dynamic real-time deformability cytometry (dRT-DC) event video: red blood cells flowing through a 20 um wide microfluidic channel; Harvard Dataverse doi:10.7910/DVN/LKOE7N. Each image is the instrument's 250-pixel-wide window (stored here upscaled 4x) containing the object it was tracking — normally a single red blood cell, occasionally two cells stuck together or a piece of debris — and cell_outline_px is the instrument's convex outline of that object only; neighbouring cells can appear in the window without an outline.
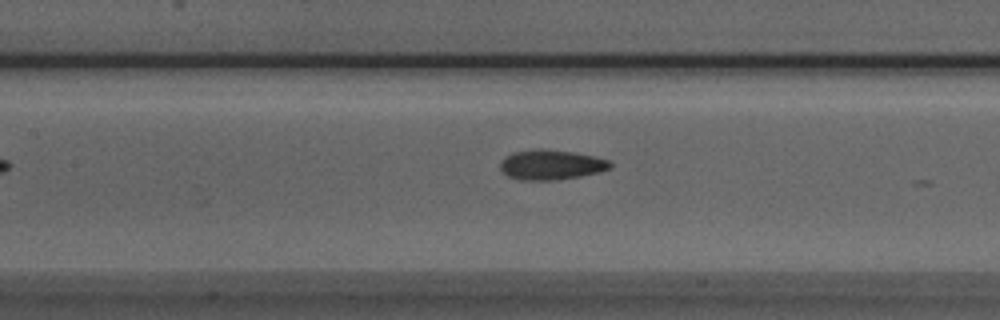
{"species": "Egyptian fruit bat (a non-hibernating species)", "species_latin": "Rousettus aegyptiacus", "temperature_condition": "room temperature", "stored_images_in_passage": 28, "camera_frame_rate_fps": 3000, "um_per_image_px": 0.085, "animal": {"sex": "male"}, "frame": {"image": 1, "passage_image": 10, "time_ms": 3.0, "image_size_px": [1000, 320], "cell_outline_px": [[612, 168], [600, 172], [580, 176], [552, 180], [520, 180], [508, 176], [500, 168], [500, 160], [504, 156], [512, 152], [540, 148], [572, 152], [596, 156], [608, 160], [612, 164]], "centroid_in_image_um": [46.83, 13.99], "position_along_channel_um": 160.6, "area_um2": 19.31}}
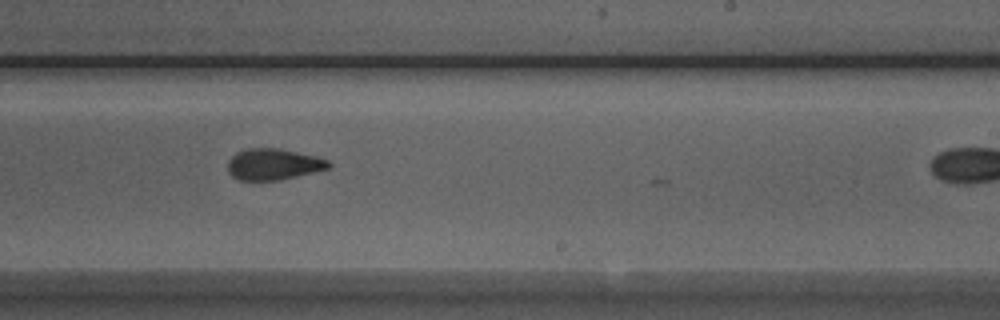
{"frame": {"image": 2, "passage_image": 18, "time_ms": 5.667, "image_size_px": [1000, 320], "cell_outline_px": [[332, 164], [328, 168], [280, 180], [236, 180], [228, 172], [228, 160], [236, 152], [248, 148], [280, 148], [316, 156], [328, 160]], "centroid_in_image_um": [23.21, 13.95], "position_along_channel_um": 265.8, "area_um2": 18.38}}
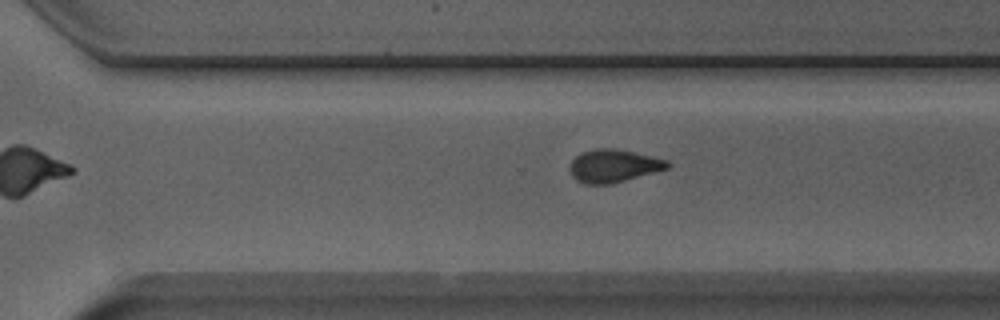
{"frame": {"image": 3, "passage_image": 22, "time_ms": 7.0, "image_size_px": [1000, 320], "cell_outline_px": [[672, 164], [668, 168], [624, 180], [608, 184], [588, 184], [576, 180], [572, 176], [568, 168], [568, 164], [576, 156], [584, 152], [596, 148], [616, 148], [668, 160]], "centroid_in_image_um": [52.12, 14.09], "position_along_channel_um": 318.5, "area_um2": 18.55}}